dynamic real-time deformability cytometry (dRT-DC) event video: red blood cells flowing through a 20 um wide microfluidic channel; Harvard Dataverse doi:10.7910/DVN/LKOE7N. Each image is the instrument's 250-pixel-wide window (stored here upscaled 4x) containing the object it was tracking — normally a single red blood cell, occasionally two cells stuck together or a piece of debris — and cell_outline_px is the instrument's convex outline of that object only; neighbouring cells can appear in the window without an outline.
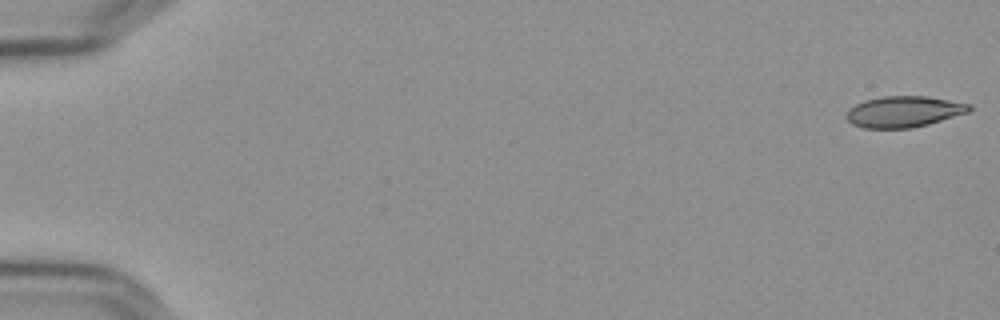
{"species": "Egyptian fruit bat (a non-hibernating species)", "species_latin": "Rousettus aegyptiacus", "temperature_condition": "cold", "stored_images_in_passage": 56, "camera_frame_rate_fps": 3000, "um_per_image_px": 0.085, "frame": {"image": 1, "passage_image": 1, "time_ms": 0.0, "image_size_px": [1000, 320], "cell_outline_px": [[972, 108], [968, 112], [928, 124], [912, 128], [864, 128], [852, 124], [844, 116], [856, 104], [864, 100], [884, 96], [924, 96], [972, 104]], "centroid_in_image_um": [76.82, 9.49], "position_along_channel_um": 8.2, "area_um2": 22.08}}
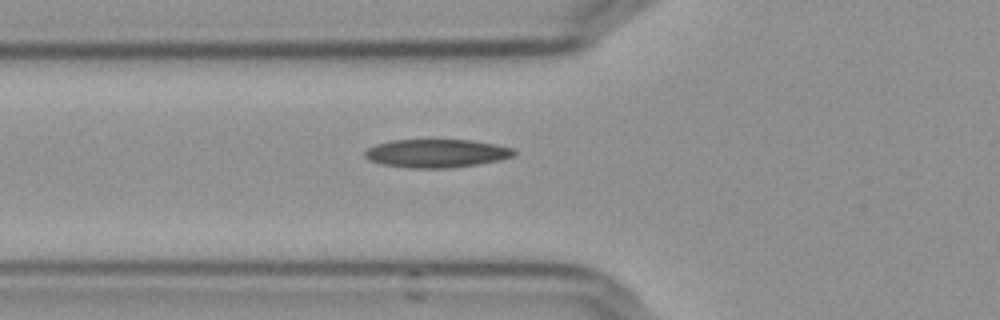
{"frame": {"image": 2, "passage_image": 21, "time_ms": 6.667, "image_size_px": [1000, 320], "cell_outline_px": [[516, 152], [512, 156], [500, 160], [452, 168], [408, 168], [380, 164], [368, 160], [364, 156], [364, 152], [368, 148], [376, 144], [392, 140], [472, 140], [496, 144], [512, 148]], "centroid_in_image_um": [37.07, 13.04], "position_along_channel_um": 88.7, "area_um2": 24.68}}
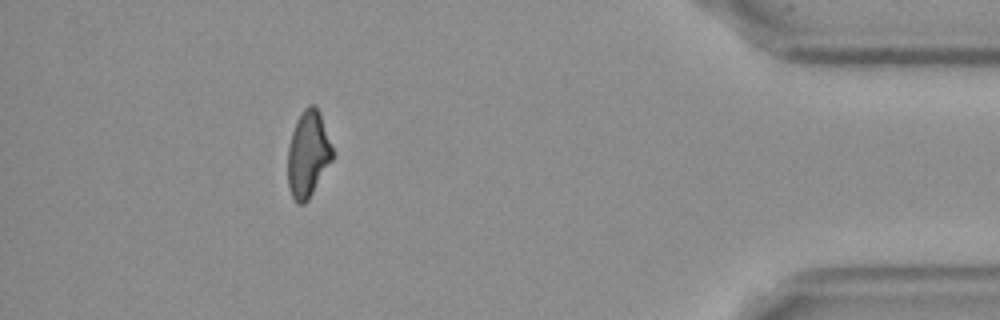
{"frame": {"image": 3, "passage_image": 51, "time_ms": 16.667, "image_size_px": [1000, 320], "cell_outline_px": [[332, 160], [308, 200], [304, 204], [296, 204], [288, 188], [288, 148], [292, 132], [296, 120], [300, 112], [308, 104], [312, 104], [320, 112], [332, 148]], "centroid_in_image_um": [26.16, 13.1], "position_along_channel_um": 409.0, "area_um2": 22.37}, "authors_computed_cell_mechanics": {"area_um2": 23.409, "velocity_mm_per_s": 3.6559, "shape_relaxation_time_tau1_ms": null, "shape_relaxation_time_tau2_ms": 4.2394, "deformation_change_tau1": null, "deformation_change_tau2": 0.11}}